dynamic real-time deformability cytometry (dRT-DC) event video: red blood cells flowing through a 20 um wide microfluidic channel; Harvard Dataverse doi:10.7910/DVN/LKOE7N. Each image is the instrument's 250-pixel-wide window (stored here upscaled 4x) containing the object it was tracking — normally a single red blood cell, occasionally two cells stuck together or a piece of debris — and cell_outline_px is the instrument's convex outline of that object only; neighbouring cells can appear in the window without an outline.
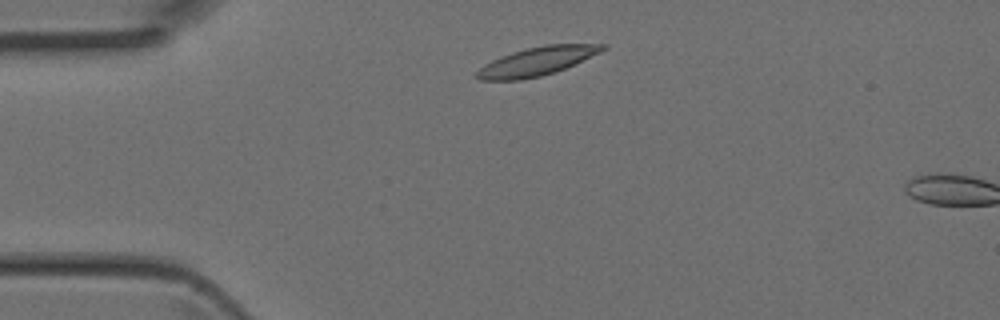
{"species": "Egyptian fruit bat (a non-hibernating species)", "species_latin": "Rousettus aegyptiacus", "temperature_condition": "room temperature", "stored_images_in_passage": 2, "camera_frame_rate_fps": 3000, "um_per_image_px": 0.085, "animal": {"sex": "female"}, "frame": {"image": 1, "passage_image": 1, "time_ms": 0.0, "image_size_px": [1000, 320], "cell_outline_px": [[608, 48], [600, 52], [564, 68], [540, 76], [520, 80], [480, 80], [476, 76], [476, 72], [484, 64], [500, 56], [512, 52], [544, 44], [608, 44]], "centroid_in_image_um": [45.62, 5.2], "position_along_channel_um": 39.4, "area_um2": 20.63}}